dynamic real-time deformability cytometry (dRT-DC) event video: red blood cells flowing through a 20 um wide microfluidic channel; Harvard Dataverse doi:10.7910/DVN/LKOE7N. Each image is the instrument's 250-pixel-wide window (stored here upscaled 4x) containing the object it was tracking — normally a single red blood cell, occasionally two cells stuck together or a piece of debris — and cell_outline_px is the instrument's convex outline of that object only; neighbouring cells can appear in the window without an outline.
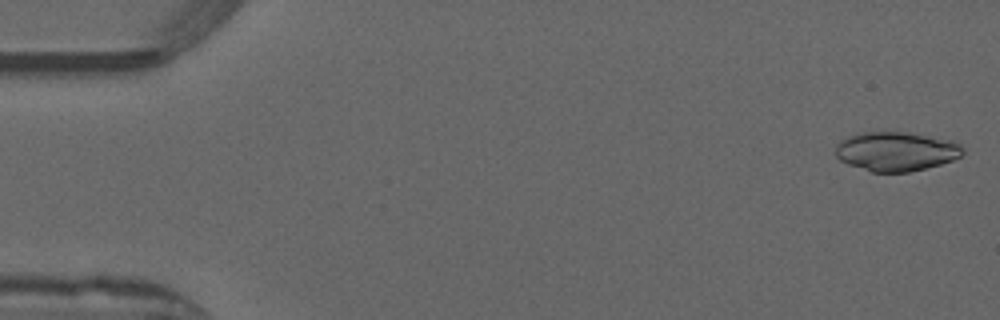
{"species": "common noctule bat (a hibernating species)", "species_latin": "Nyctalus noctula", "temperature_condition": "warm", "stored_images_in_passage": 51, "camera_frame_rate_fps": 3000, "um_per_image_px": 0.085, "animal": {"sex": "male", "forearm_length_mm": 52.5}, "frame": {"image": 1, "passage_image": 1, "time_ms": 0.0, "image_size_px": [1000, 320], "cell_outline_px": [[964, 152], [960, 156], [952, 160], [940, 164], [908, 172], [872, 172], [848, 164], [840, 160], [836, 156], [836, 144], [840, 140], [848, 136], [860, 132], [908, 132], [956, 140], [964, 148]], "centroid_in_image_um": [76.19, 12.85], "position_along_channel_um": 8.8, "area_um2": 29.3}}